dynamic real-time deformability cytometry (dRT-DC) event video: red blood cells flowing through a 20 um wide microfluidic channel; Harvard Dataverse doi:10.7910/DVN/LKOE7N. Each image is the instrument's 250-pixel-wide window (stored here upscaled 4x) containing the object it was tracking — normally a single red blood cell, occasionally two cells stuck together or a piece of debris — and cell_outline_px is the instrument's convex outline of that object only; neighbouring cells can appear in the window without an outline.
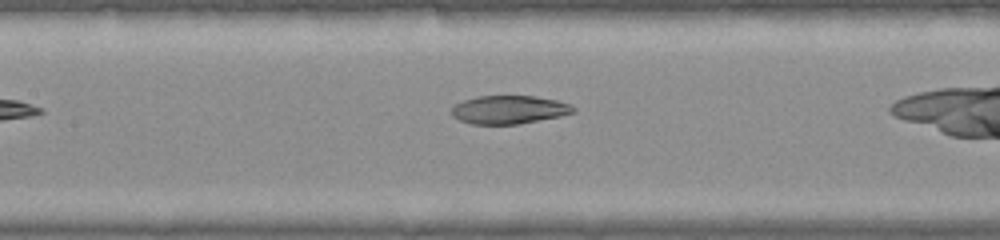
{"species": "common noctule bat (a hibernating species)", "species_latin": "Nyctalus noctula", "temperature_condition": "warm", "stored_images_in_passage": 21, "camera_frame_rate_fps": 3000, "um_per_image_px": 0.085, "animal": {"sex": "female", "body_mass_g": 22.0, "forearm_length_mm": 56.7}, "frame": {"image": 1, "passage_image": 7, "time_ms": 2.0, "image_size_px": [1000, 240], "cell_outline_px": [[576, 112], [560, 116], [520, 124], [472, 124], [460, 120], [452, 116], [452, 108], [456, 104], [464, 100], [476, 96], [536, 96], [556, 100], [572, 104], [576, 108]], "centroid_in_image_um": [43.31, 9.32], "position_along_channel_um": 164.1, "area_um2": 20.17}}
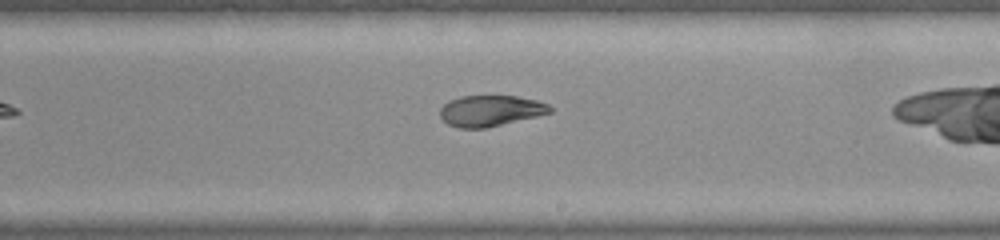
{"frame": {"image": 2, "passage_image": 12, "time_ms": 3.667, "image_size_px": [1000, 240], "cell_outline_px": [[552, 112], [536, 116], [484, 128], [460, 128], [448, 124], [440, 116], [440, 108], [448, 100], [460, 96], [516, 96], [536, 100], [548, 104], [552, 108]], "centroid_in_image_um": [41.66, 9.4], "position_along_channel_um": 247.3, "area_um2": 19.65}}